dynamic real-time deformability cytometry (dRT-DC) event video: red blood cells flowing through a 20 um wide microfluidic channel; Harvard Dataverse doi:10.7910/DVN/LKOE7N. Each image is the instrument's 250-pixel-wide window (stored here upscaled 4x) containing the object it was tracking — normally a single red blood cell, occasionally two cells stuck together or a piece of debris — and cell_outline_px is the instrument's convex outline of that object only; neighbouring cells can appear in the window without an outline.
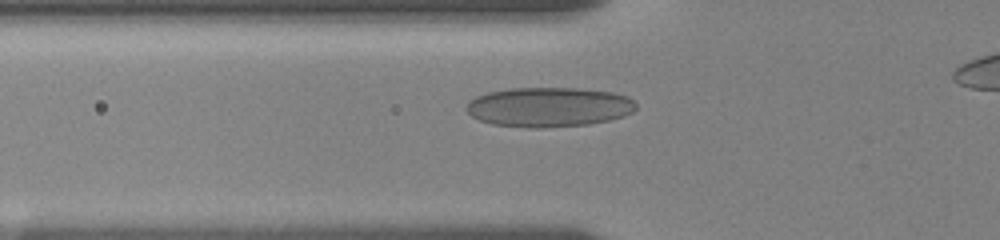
{"species": "human", "species_latin": "Homo sapiens", "temperature_condition": "room temperature", "stored_images_in_passage": 25, "camera_frame_rate_fps": 3000, "um_per_image_px": 0.085, "donor": {"sex": "female"}, "frame": {"image": 1, "passage_image": 11, "time_ms": 4.0, "image_size_px": [1000, 240], "cell_outline_px": [[636, 108], [632, 112], [624, 116], [608, 120], [588, 124], [540, 128], [528, 128], [492, 124], [480, 120], [472, 116], [464, 108], [468, 100], [476, 96], [488, 92], [512, 88], [576, 88], [612, 92], [628, 96], [636, 104]], "centroid_in_image_um": [46.62, 9.1], "position_along_channel_um": 79.2, "area_um2": 39.3}}
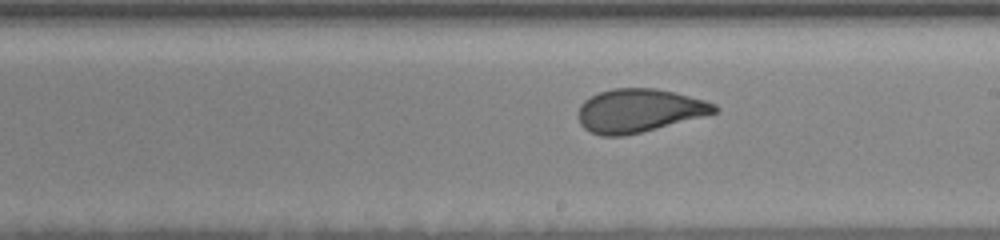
{"frame": {"image": 2, "passage_image": 19, "time_ms": 8.333, "image_size_px": [1000, 240], "cell_outline_px": [[720, 108], [716, 112], [656, 128], [640, 132], [620, 136], [600, 136], [584, 128], [580, 124], [580, 104], [584, 100], [600, 92], [612, 88], [656, 88], [704, 100], [716, 104]], "centroid_in_image_um": [54.3, 9.39], "position_along_channel_um": 234.7, "area_um2": 33.81}}
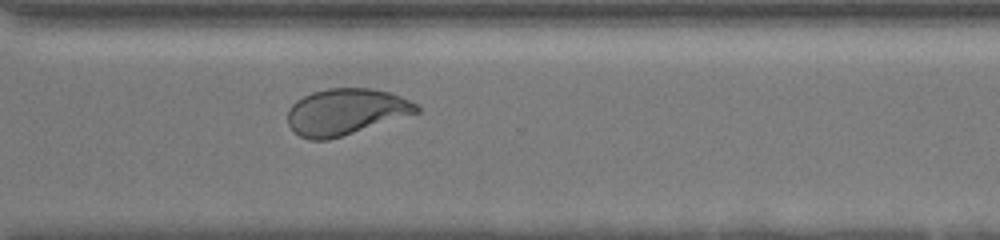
{"frame": {"image": 3, "passage_image": 25, "time_ms": 11.333, "image_size_px": [1000, 240], "cell_outline_px": [[420, 112], [328, 140], [308, 140], [300, 136], [288, 124], [288, 108], [296, 100], [312, 92], [328, 88], [372, 88], [388, 92], [400, 96], [416, 104], [420, 108]], "centroid_in_image_um": [29.37, 9.49], "position_along_channel_um": 341.2, "area_um2": 34.56}}